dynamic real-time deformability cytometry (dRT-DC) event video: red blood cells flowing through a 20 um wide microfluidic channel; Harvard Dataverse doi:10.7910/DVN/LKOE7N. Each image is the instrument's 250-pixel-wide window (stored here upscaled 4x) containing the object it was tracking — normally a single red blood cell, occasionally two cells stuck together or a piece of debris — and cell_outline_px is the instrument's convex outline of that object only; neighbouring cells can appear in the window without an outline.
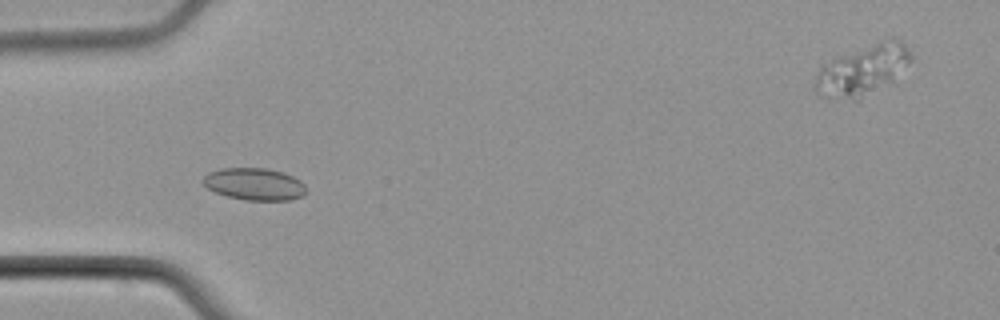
{"species": "common noctule bat (a hibernating species)", "species_latin": "Nyctalus noctula", "temperature_condition": "cold", "stored_images_in_passage": 3, "camera_frame_rate_fps": 3000, "um_per_image_px": 0.085, "animal": {"sex": "male", "body_mass_g": 21.5, "forearm_length_mm": 52.0}, "frame": {"image": 1, "passage_image": 2, "time_ms": 1.0, "image_size_px": [1000, 320], "cell_outline_px": [[308, 192], [304, 196], [292, 200], [244, 200], [228, 196], [216, 192], [208, 188], [200, 180], [208, 172], [220, 168], [268, 168], [284, 172], [300, 180], [308, 188]], "centroid_in_image_um": [21.67, 15.64], "position_along_channel_um": 63.3, "area_um2": 19.65}}
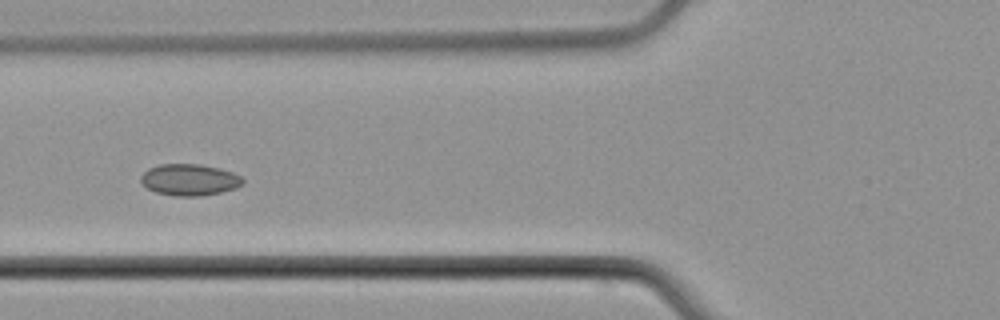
{"frame": {"image": 2, "passage_image": 3, "time_ms": 2.333, "image_size_px": [1000, 320], "cell_outline_px": [[244, 184], [236, 188], [220, 192], [200, 196], [176, 196], [156, 192], [148, 188], [140, 180], [140, 176], [148, 168], [160, 164], [200, 164], [220, 168], [232, 172], [240, 176], [244, 180]], "centroid_in_image_um": [16.12, 15.27], "position_along_channel_um": 109.7, "area_um2": 18.73}}